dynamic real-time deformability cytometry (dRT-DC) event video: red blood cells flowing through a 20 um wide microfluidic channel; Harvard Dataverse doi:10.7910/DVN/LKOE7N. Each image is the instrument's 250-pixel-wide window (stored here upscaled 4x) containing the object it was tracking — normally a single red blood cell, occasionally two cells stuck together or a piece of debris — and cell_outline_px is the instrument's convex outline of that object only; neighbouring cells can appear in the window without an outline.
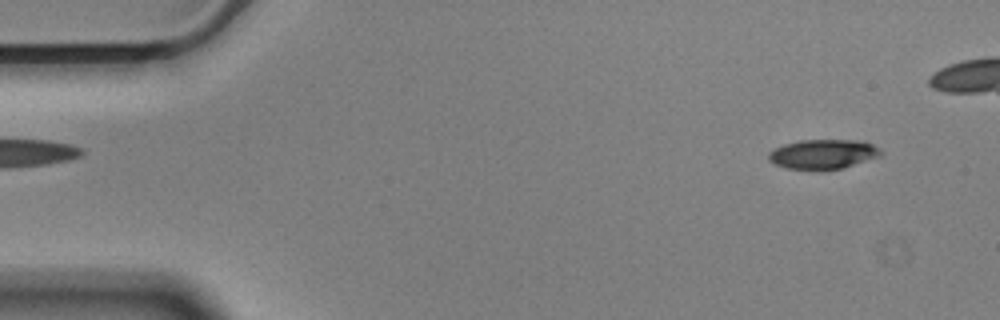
{"species": "Egyptian fruit bat (a non-hibernating species)", "species_latin": "Rousettus aegyptiacus", "temperature_condition": "cold", "stored_images_in_passage": 49, "camera_frame_rate_fps": 3000, "um_per_image_px": 0.085, "animal": {"sex": "male"}, "frame": {"image": 1, "passage_image": 4, "time_ms": 1.0, "image_size_px": [1000, 320], "cell_outline_px": [[884, 152], [880, 156], [840, 168], [784, 168], [768, 160], [768, 152], [784, 144], [800, 140], [864, 140], [880, 148]], "centroid_in_image_um": [69.98, 13.06], "position_along_channel_um": 15.0, "area_um2": 18.96}}
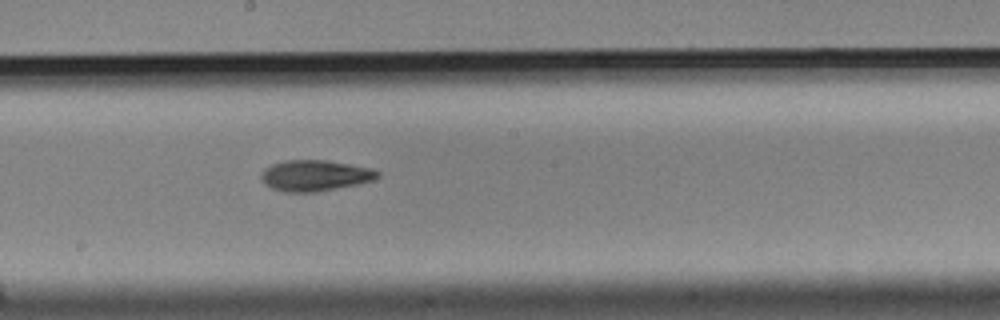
{"frame": {"image": 2, "passage_image": 30, "time_ms": 9.667, "image_size_px": [1000, 320], "cell_outline_px": [[380, 176], [372, 180], [356, 184], [316, 192], [284, 192], [272, 188], [264, 184], [260, 176], [264, 168], [272, 164], [284, 160], [328, 160], [372, 168], [380, 172]], "centroid_in_image_um": [26.75, 14.91], "position_along_channel_um": 221.4, "area_um2": 21.04}}
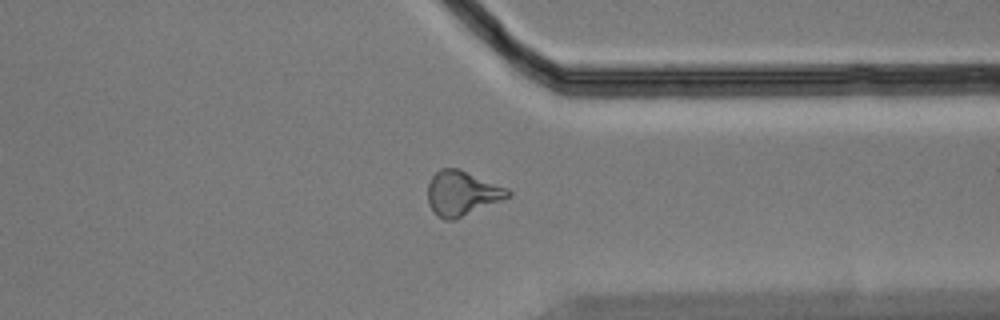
{"frame": {"image": 3, "passage_image": 43, "time_ms": 14.0, "image_size_px": [1000, 320], "cell_outline_px": [[512, 196], [456, 220], [444, 220], [436, 216], [428, 204], [428, 184], [432, 176], [440, 168], [460, 168], [508, 188], [512, 192]], "centroid_in_image_um": [39.28, 16.44], "position_along_channel_um": 372.1, "area_um2": 21.33}}